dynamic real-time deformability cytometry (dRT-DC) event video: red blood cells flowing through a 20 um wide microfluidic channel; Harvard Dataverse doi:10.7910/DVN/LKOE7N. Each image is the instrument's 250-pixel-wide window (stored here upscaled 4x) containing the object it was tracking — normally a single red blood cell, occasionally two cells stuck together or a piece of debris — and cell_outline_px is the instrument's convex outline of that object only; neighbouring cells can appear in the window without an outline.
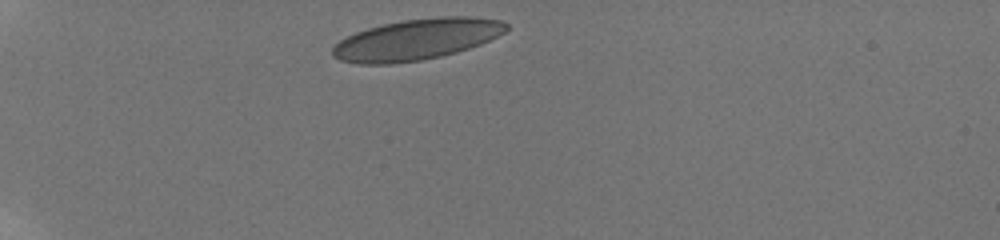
{"species": "human", "species_latin": "Homo sapiens", "temperature_condition": "room temperature", "stored_images_in_passage": 28, "camera_frame_rate_fps": 3000, "um_per_image_px": 0.085, "donor": {"sex": "male"}, "frame": {"image": 1, "passage_image": 1, "time_ms": 0.0, "image_size_px": [1000, 240], "cell_outline_px": [[508, 28], [504, 32], [480, 44], [456, 52], [440, 56], [420, 60], [392, 64], [360, 64], [340, 60], [332, 56], [332, 48], [340, 40], [356, 32], [368, 28], [384, 24], [404, 20], [440, 16], [472, 16], [500, 20], [508, 24]], "centroid_in_image_um": [35.4, 3.35], "position_along_channel_um": 49.6, "area_um2": 41.27}}
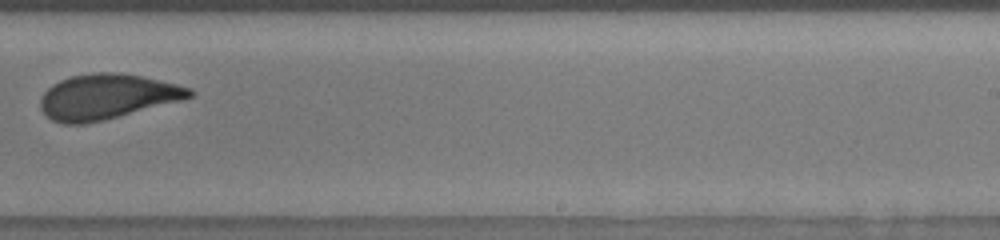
{"frame": {"image": 2, "passage_image": 14, "time_ms": 7.333, "image_size_px": [1000, 240], "cell_outline_px": [[196, 92], [192, 96], [184, 100], [104, 120], [84, 124], [64, 124], [52, 120], [40, 108], [40, 100], [44, 92], [52, 84], [60, 80], [72, 76], [92, 72], [120, 72], [160, 80], [192, 88]], "centroid_in_image_um": [9.11, 8.21], "position_along_channel_um": 279.9, "area_um2": 39.36}}
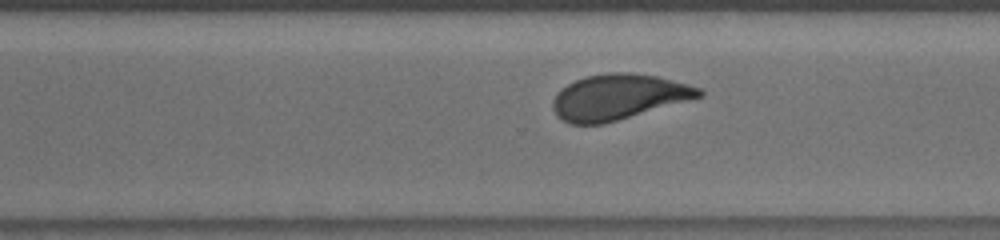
{"frame": {"image": 3, "passage_image": 17, "time_ms": 8.333, "image_size_px": [1000, 240], "cell_outline_px": [[704, 96], [604, 124], [568, 124], [560, 120], [556, 116], [552, 108], [552, 100], [556, 92], [568, 84], [576, 80], [588, 76], [612, 72], [628, 72], [656, 76], [688, 84], [700, 88], [704, 92]], "centroid_in_image_um": [52.53, 8.26], "position_along_channel_um": 318.1, "area_um2": 38.84}, "authors_computed_cell_mechanics": {"area_um2": 39.8531, "velocity_mm_per_s": 3.8175, "shape_relaxation_time_tau1_ms": 5.9486, "shape_relaxation_time_tau2_ms": 0.8481, "deformation_change_tau1": 0.1513, "deformation_change_tau2": 0.0759}}